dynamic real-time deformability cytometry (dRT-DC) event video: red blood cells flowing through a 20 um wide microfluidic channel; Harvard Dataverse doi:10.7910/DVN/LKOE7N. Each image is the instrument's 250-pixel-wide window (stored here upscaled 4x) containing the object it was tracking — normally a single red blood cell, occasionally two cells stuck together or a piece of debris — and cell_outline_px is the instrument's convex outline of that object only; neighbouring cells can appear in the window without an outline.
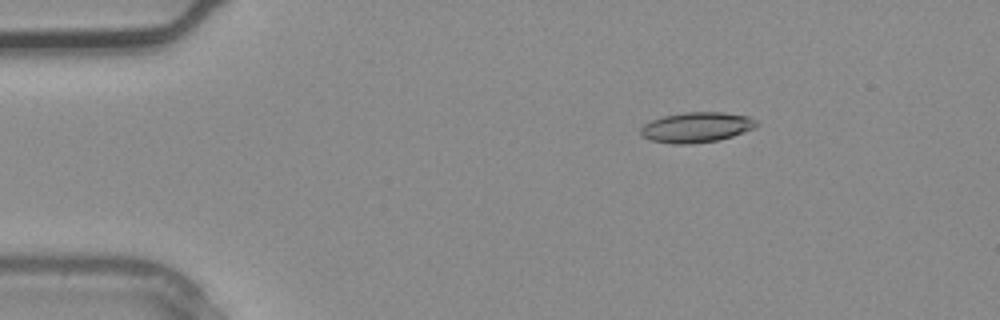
{"species": "common noctule bat (a hibernating species)", "species_latin": "Nyctalus noctula", "temperature_condition": "warm", "stored_images_in_passage": 3, "camera_frame_rate_fps": 3000, "um_per_image_px": 0.085, "animal": {"sex": "male", "body_mass_g": 20.4}, "frame": {"image": 1, "passage_image": 2, "time_ms": 0.333, "image_size_px": [1000, 320], "cell_outline_px": [[760, 124], [756, 128], [732, 136], [716, 140], [692, 144], [672, 144], [648, 140], [640, 136], [640, 128], [644, 124], [652, 120], [664, 116], [684, 112], [720, 112], [748, 116], [756, 120]], "centroid_in_image_um": [59.19, 10.83], "position_along_channel_um": 25.8, "area_um2": 20.58}}